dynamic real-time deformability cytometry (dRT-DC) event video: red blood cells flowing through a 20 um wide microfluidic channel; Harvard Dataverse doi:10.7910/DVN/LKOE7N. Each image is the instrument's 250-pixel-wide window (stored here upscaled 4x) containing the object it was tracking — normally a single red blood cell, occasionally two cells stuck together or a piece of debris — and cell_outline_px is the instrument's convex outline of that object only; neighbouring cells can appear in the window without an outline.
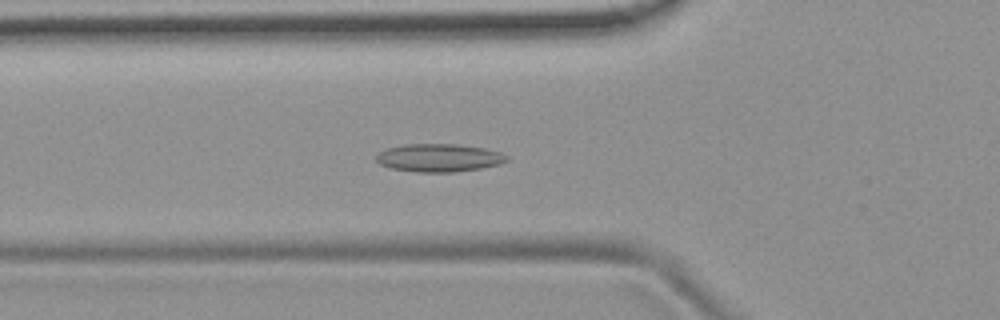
{"species": "common noctule bat (a hibernating species)", "species_latin": "Nyctalus noctula", "temperature_condition": "room temperature", "stored_images_in_passage": 53, "camera_frame_rate_fps": 3000, "um_per_image_px": 0.085, "animal": {"sex": "female", "body_mass_g": 19.9}, "frame": {"image": 1, "passage_image": 18, "time_ms": 5.667, "image_size_px": [1000, 320], "cell_outline_px": [[508, 160], [500, 164], [480, 168], [456, 172], [416, 172], [388, 168], [380, 164], [376, 160], [376, 156], [380, 152], [388, 148], [404, 144], [456, 144], [484, 148], [500, 152], [508, 156]], "centroid_in_image_um": [37.3, 13.42], "position_along_channel_um": 88.5, "area_um2": 21.33}}
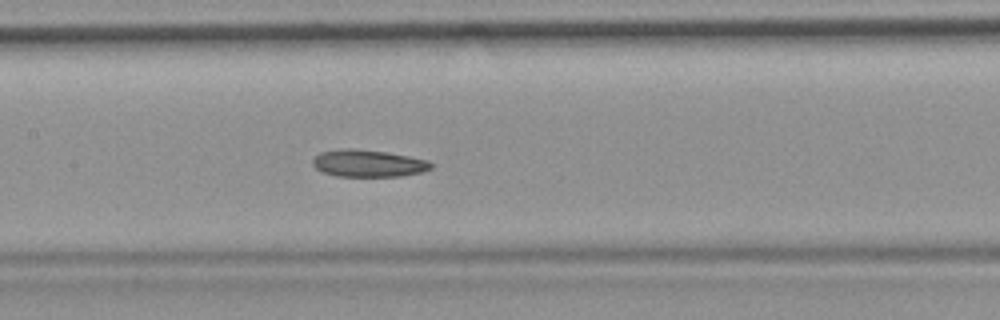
{"frame": {"image": 2, "passage_image": 25, "time_ms": 8.0, "image_size_px": [1000, 320], "cell_outline_px": [[432, 168], [424, 172], [400, 176], [336, 176], [324, 172], [316, 168], [312, 164], [312, 160], [320, 152], [348, 148], [352, 148], [384, 152], [408, 156], [428, 160], [432, 164]], "centroid_in_image_um": [31.31, 13.89], "position_along_channel_um": 176.1, "area_um2": 18.55}}
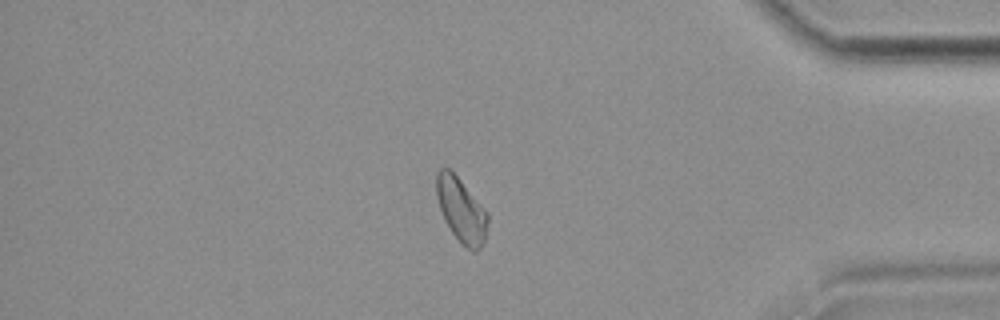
{"frame": {"image": 3, "passage_image": 45, "time_ms": 14.667, "image_size_px": [1000, 320], "cell_outline_px": [[488, 224], [484, 240], [480, 248], [476, 252], [472, 252], [452, 232], [444, 220], [436, 196], [436, 172], [440, 168], [448, 168], [460, 180], [488, 212]], "centroid_in_image_um": [39.2, 17.85], "position_along_channel_um": 396.0, "area_um2": 18.96}, "authors_computed_cell_mechanics": {"area_um2": 19.1896, "velocity_mm_per_s": 3.7458, "shape_relaxation_time_tau1_ms": null, "shape_relaxation_time_tau2_ms": 7.1564, "deformation_change_tau1": null, "deformation_change_tau2": 0.1333}}